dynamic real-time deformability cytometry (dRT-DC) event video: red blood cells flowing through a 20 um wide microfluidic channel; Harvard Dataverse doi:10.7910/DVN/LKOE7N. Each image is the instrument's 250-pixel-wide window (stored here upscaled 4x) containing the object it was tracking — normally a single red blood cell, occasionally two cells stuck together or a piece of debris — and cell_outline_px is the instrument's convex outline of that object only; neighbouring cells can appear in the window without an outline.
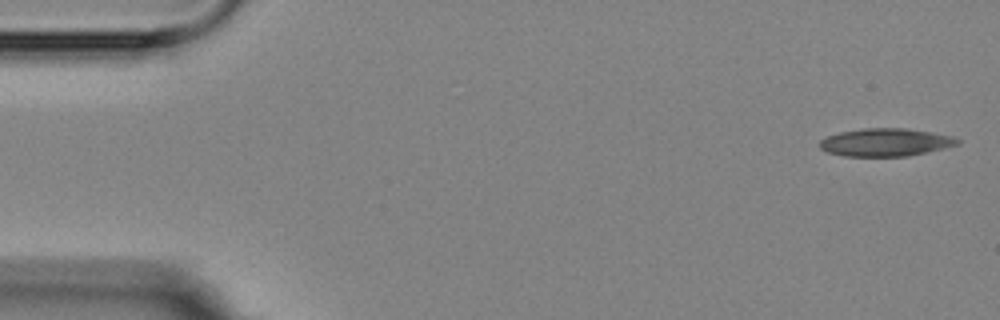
{"species": "Egyptian fruit bat (a non-hibernating species)", "species_latin": "Rousettus aegyptiacus", "temperature_condition": "room temperature", "stored_images_in_passage": 5, "camera_frame_rate_fps": 3000, "um_per_image_px": 0.085, "animal": {"sex": "female"}, "frame": {"image": 1, "passage_image": 1, "time_ms": 0.0, "image_size_px": [1000, 320], "cell_outline_px": [[960, 144], [944, 148], [908, 156], [844, 156], [828, 152], [820, 148], [820, 140], [828, 136], [840, 132], [864, 128], [904, 128], [952, 136], [960, 140]], "centroid_in_image_um": [75.27, 12.1], "position_along_channel_um": 9.7, "area_um2": 22.14}}
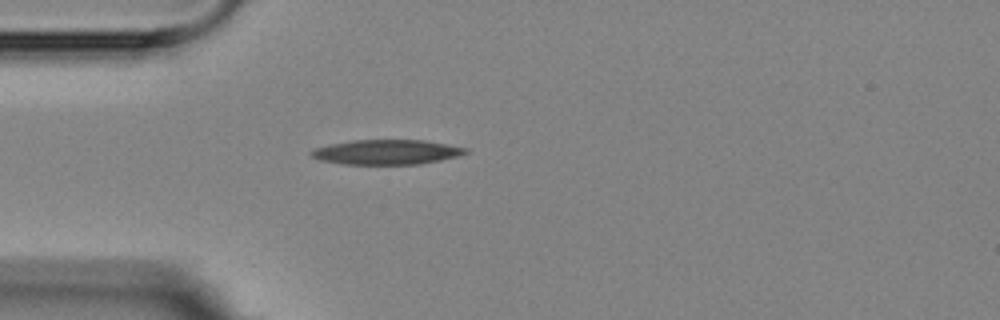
{"frame": {"image": 2, "passage_image": 5, "time_ms": 4.333, "image_size_px": [1000, 320], "cell_outline_px": [[468, 152], [460, 156], [420, 164], [344, 164], [320, 160], [312, 156], [308, 152], [316, 148], [332, 144], [352, 140], [424, 140], [448, 144], [468, 148]], "centroid_in_image_um": [32.9, 12.92], "position_along_channel_um": 52.1, "area_um2": 22.25}}